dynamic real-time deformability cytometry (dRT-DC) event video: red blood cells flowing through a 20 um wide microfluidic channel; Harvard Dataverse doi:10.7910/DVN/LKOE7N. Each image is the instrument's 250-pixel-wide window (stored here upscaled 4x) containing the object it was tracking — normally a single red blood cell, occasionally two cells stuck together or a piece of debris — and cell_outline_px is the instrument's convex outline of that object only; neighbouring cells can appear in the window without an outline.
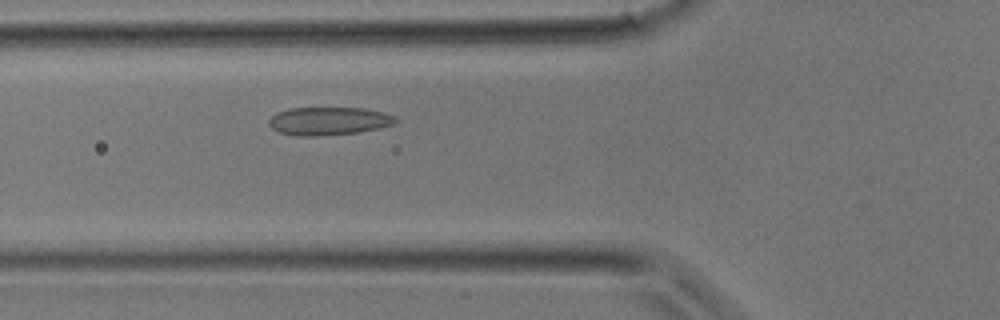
{"species": "common noctule bat (a hibernating species)", "species_latin": "Nyctalus noctula", "temperature_condition": "room temperature", "stored_images_in_passage": 30, "camera_frame_rate_fps": 3000, "um_per_image_px": 0.085, "animal": {"sex": "male", "body_mass_g": 17.9}, "frame": {"image": 1, "passage_image": 6, "time_ms": 1.667, "image_size_px": [1000, 320], "cell_outline_px": [[396, 124], [380, 128], [360, 132], [316, 136], [296, 136], [280, 132], [272, 128], [268, 124], [268, 120], [276, 112], [288, 108], [364, 108], [384, 112], [396, 116]], "centroid_in_image_um": [27.95, 10.28], "position_along_channel_um": 97.8, "area_um2": 20.92}}
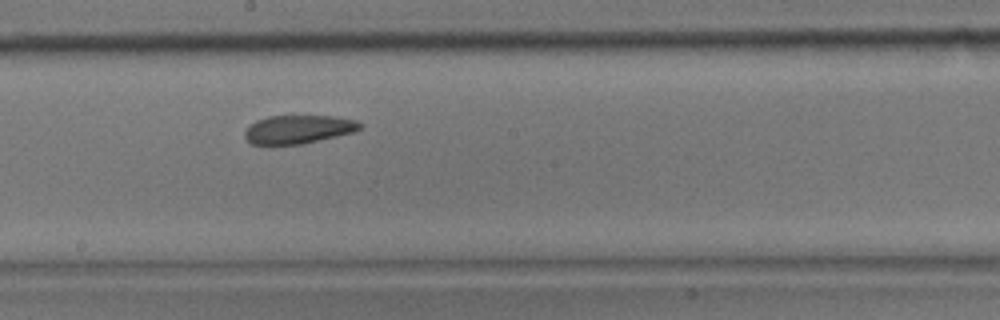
{"frame": {"image": 2, "passage_image": 13, "time_ms": 4.0, "image_size_px": [1000, 320], "cell_outline_px": [[364, 124], [360, 128], [352, 132], [304, 144], [252, 144], [244, 136], [244, 132], [256, 120], [268, 116], [332, 116], [356, 120]], "centroid_in_image_um": [25.37, 10.99], "position_along_channel_um": 222.8, "area_um2": 18.9}}
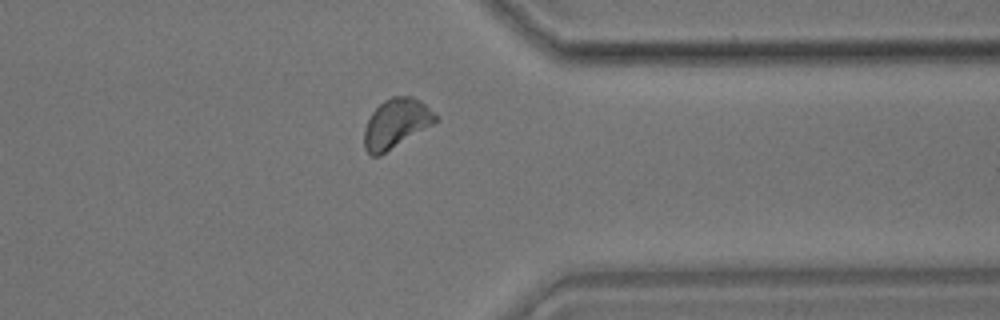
{"frame": {"image": 3, "passage_image": 22, "time_ms": 7.0, "image_size_px": [1000, 320], "cell_outline_px": [[440, 120], [380, 156], [372, 156], [364, 148], [364, 128], [372, 112], [384, 100], [392, 96], [412, 96], [420, 100]], "centroid_in_image_um": [33.65, 10.5], "position_along_channel_um": 377.7, "area_um2": 20.4}}